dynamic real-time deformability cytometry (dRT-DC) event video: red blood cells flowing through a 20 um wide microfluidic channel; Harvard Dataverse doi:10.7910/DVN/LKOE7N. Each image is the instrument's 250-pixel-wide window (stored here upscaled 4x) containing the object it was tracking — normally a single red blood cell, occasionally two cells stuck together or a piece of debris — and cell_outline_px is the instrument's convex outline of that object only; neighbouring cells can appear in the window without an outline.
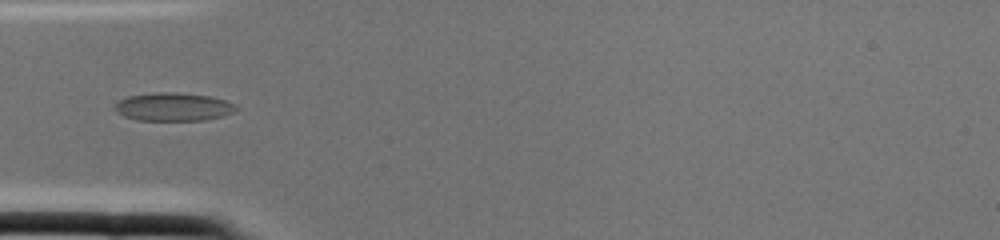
{"species": "common noctule bat (a hibernating species)", "species_latin": "Nyctalus noctula", "temperature_condition": "cold", "stored_images_in_passage": 1, "camera_frame_rate_fps": 3000, "um_per_image_px": 0.085, "animal": {"sex": "female", "body_mass_g": 22.0, "forearm_length_mm": 56.7}, "frame": {"image": 1, "passage_image": 1, "time_ms": 0.0, "image_size_px": [1000, 240], "cell_outline_px": [[240, 108], [236, 112], [224, 116], [204, 120], [136, 120], [124, 116], [116, 112], [112, 108], [112, 104], [116, 100], [128, 96], [156, 92], [176, 92], [212, 96], [236, 104]], "centroid_in_image_um": [14.72, 9.08], "position_along_channel_um": 70.3, "area_um2": 20.46}}